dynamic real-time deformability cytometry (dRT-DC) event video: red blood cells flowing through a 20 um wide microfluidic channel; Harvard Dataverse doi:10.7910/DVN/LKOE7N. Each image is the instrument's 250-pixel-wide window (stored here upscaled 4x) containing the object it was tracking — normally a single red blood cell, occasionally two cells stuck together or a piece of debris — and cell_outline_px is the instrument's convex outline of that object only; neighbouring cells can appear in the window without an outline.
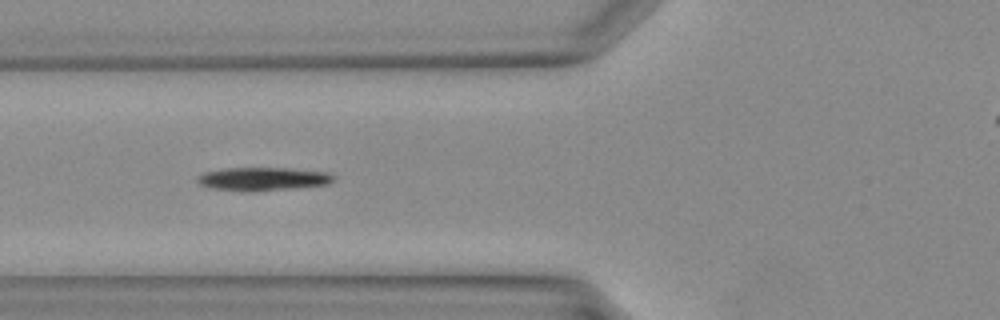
{"species": "Egyptian fruit bat (a non-hibernating species)", "species_latin": "Rousettus aegyptiacus", "temperature_condition": "warm", "stored_images_in_passage": 23, "camera_frame_rate_fps": 3000, "um_per_image_px": 0.085, "animal": {"sex": "female"}, "frame": {"image": 1, "passage_image": 4, "time_ms": 1.0, "image_size_px": [1000, 320], "cell_outline_px": [[336, 176], [328, 184], [296, 188], [252, 192], [248, 192], [208, 188], [200, 184], [196, 180], [196, 176], [204, 172], [228, 168], [292, 168], [328, 172]], "centroid_in_image_um": [22.33, 15.21], "position_along_channel_um": 103.5, "area_um2": 18.79}}